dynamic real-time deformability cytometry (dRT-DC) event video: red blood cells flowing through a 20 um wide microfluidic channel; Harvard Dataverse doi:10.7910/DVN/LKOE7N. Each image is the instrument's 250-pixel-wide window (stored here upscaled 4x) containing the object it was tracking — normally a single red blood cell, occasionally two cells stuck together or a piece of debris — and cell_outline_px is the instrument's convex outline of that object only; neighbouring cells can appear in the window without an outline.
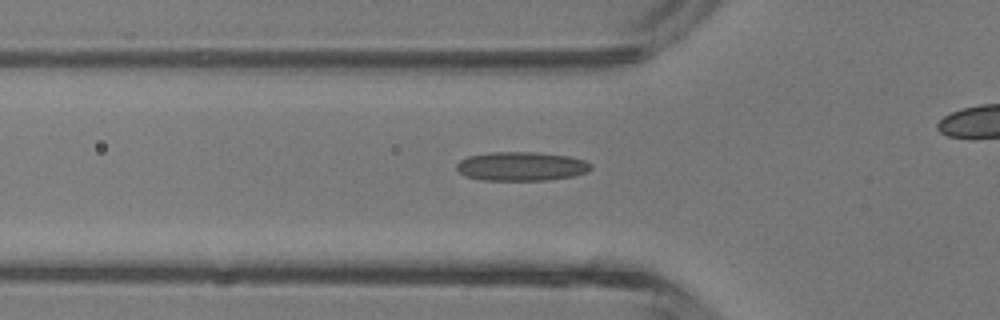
{"species": "common noctule bat (a hibernating species)", "species_latin": "Nyctalus noctula", "temperature_condition": "room temperature", "stored_images_in_passage": 36, "camera_frame_rate_fps": 3000, "um_per_image_px": 0.085, "animal": {"sex": "male", "body_mass_g": 13.3}, "frame": {"image": 1, "passage_image": 14, "time_ms": 4.333, "image_size_px": [1000, 320], "cell_outline_px": [[592, 168], [588, 172], [572, 176], [544, 180], [480, 180], [464, 176], [456, 168], [456, 164], [460, 160], [468, 156], [488, 152], [536, 152], [568, 156], [584, 160], [592, 164]], "centroid_in_image_um": [44.29, 14.13], "position_along_channel_um": 81.5, "area_um2": 22.77}}
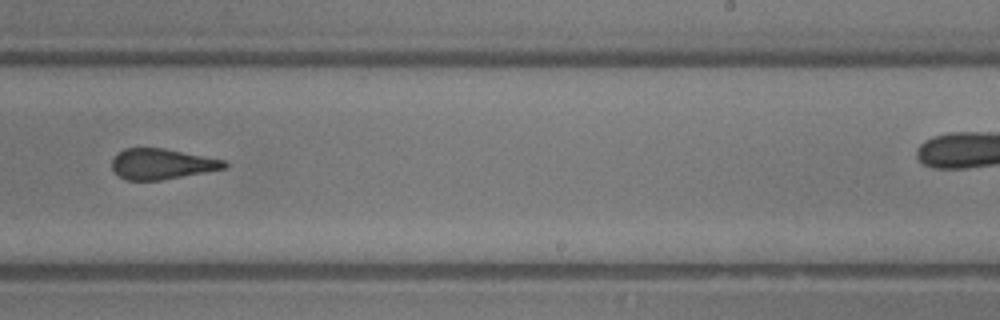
{"frame": {"image": 2, "passage_image": 26, "time_ms": 8.333, "image_size_px": [1000, 320], "cell_outline_px": [[228, 168], [160, 180], [124, 180], [112, 168], [112, 160], [124, 148], [164, 148], [224, 160], [228, 164]], "centroid_in_image_um": [13.77, 13.94], "position_along_channel_um": 275.2, "area_um2": 19.83}}
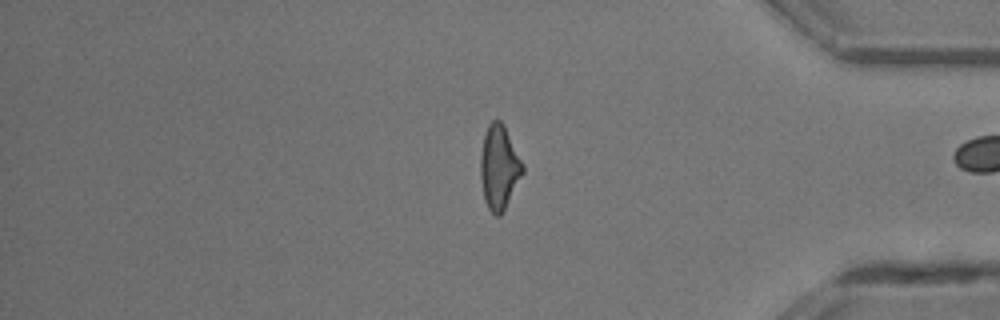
{"frame": {"image": 3, "passage_image": 35, "time_ms": 11.333, "image_size_px": [1000, 320], "cell_outline_px": [[524, 172], [500, 216], [496, 216], [488, 208], [484, 200], [480, 176], [480, 156], [484, 136], [488, 124], [492, 120], [500, 120], [504, 124], [524, 164]], "centroid_in_image_um": [42.43, 14.2], "position_along_channel_um": 392.8, "area_um2": 20.69}, "authors_computed_cell_mechanics": {"area_um2": 21.5305, "velocity_mm_per_s": 4.825, "shape_relaxation_time_tau1_ms": null, "shape_relaxation_time_tau2_ms": 1.7665, "deformation_change_tau1": null, "deformation_change_tau2": 0.1109}}